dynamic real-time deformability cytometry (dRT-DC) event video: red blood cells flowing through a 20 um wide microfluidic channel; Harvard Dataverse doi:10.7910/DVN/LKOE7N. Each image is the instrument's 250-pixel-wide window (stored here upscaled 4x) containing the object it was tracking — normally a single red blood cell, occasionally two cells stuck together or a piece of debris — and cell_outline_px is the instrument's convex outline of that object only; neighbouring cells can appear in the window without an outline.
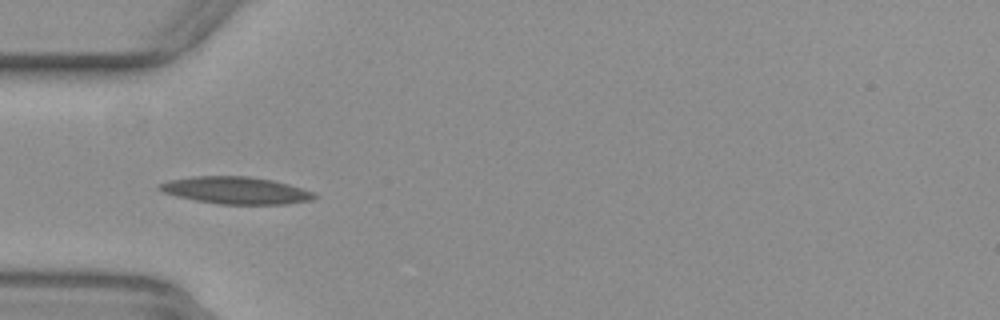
{"species": "common noctule bat (a hibernating species)", "species_latin": "Nyctalus noctula", "temperature_condition": "warm", "stored_images_in_passage": 41, "camera_frame_rate_fps": 3000, "um_per_image_px": 0.085, "animal": {"sex": "female", "body_mass_g": 29.2, "forearm_length_mm": 56.3}, "frame": {"image": 1, "passage_image": 5, "time_ms": 1.333, "image_size_px": [1000, 320], "cell_outline_px": [[316, 196], [312, 200], [284, 204], [216, 204], [176, 196], [160, 192], [156, 188], [156, 184], [168, 180], [192, 176], [248, 176], [272, 180], [288, 184], [312, 192]], "centroid_in_image_um": [19.94, 16.18], "position_along_channel_um": 65.1, "area_um2": 24.57}}
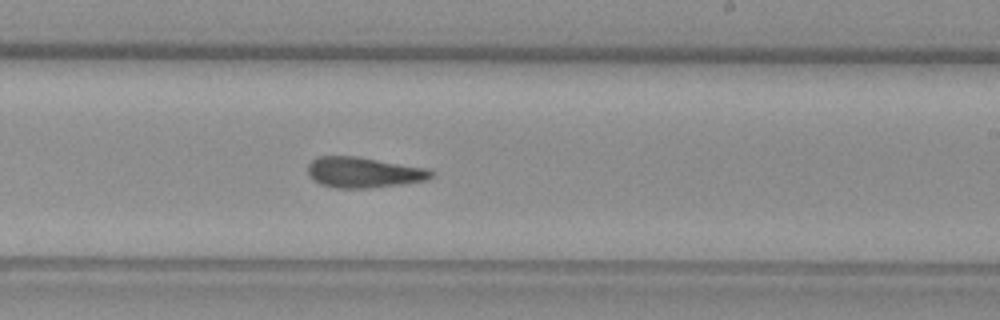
{"frame": {"image": 2, "passage_image": 20, "time_ms": 6.333, "image_size_px": [1000, 320], "cell_outline_px": [[432, 176], [428, 180], [400, 184], [368, 188], [336, 188], [320, 184], [312, 180], [308, 176], [308, 164], [316, 156], [356, 156], [428, 168], [432, 172]], "centroid_in_image_um": [30.87, 14.65], "position_along_channel_um": 258.1, "area_um2": 22.08}}
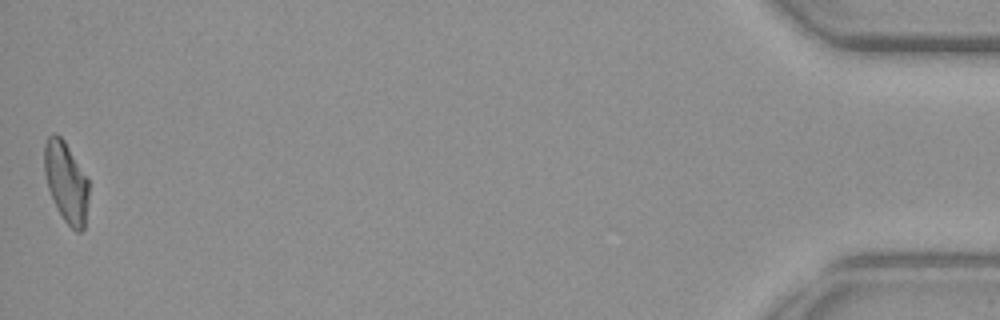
{"frame": {"image": 3, "passage_image": 41, "time_ms": 13.333, "image_size_px": [1000, 320], "cell_outline_px": [[88, 200], [84, 228], [80, 232], [76, 232], [64, 220], [56, 208], [48, 188], [44, 172], [44, 144], [48, 136], [52, 132], [56, 132], [64, 140], [88, 180]], "centroid_in_image_um": [5.6, 15.46], "position_along_channel_um": 429.6, "area_um2": 20.81}, "authors_computed_cell_mechanics": {"area_um2": 22.253, "velocity_mm_per_s": 3.8778, "shape_relaxation_time_tau1_ms": null, "shape_relaxation_time_tau2_ms": 6.8299, "deformation_change_tau1": null, "deformation_change_tau2": 0.1908}}